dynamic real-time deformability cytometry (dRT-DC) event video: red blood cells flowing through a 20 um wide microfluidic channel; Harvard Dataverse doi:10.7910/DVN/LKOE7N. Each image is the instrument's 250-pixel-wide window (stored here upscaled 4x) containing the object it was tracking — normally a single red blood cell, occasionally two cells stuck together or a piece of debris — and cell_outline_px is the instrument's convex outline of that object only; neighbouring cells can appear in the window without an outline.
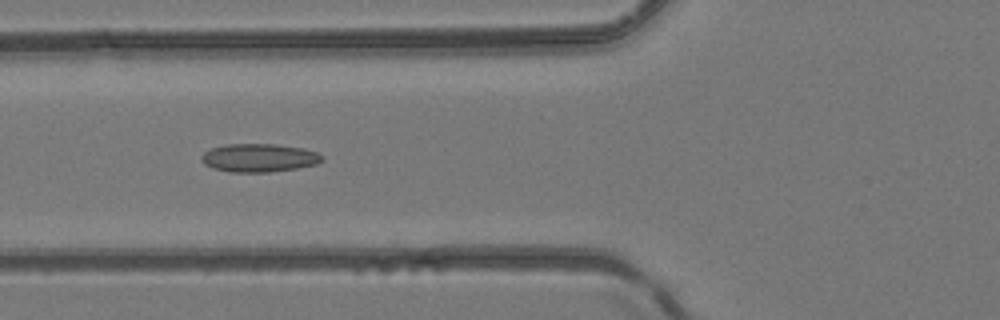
{"species": "common noctule bat (a hibernating species)", "species_latin": "Nyctalus noctula", "temperature_condition": "room temperature", "stored_images_in_passage": 5, "camera_frame_rate_fps": 3000, "um_per_image_px": 0.085, "animal": {"sex": "female", "body_mass_g": 24.6, "forearm_length_mm": 56.2}, "frame": {"image": 1, "passage_image": 5, "time_ms": 1.333, "image_size_px": [1000, 320], "cell_outline_px": [[324, 160], [316, 164], [296, 168], [268, 172], [228, 172], [212, 168], [204, 164], [200, 160], [200, 156], [204, 152], [212, 148], [228, 144], [276, 144], [304, 148], [316, 152], [324, 156]], "centroid_in_image_um": [22.01, 13.41], "position_along_channel_um": 103.8, "area_um2": 20.0}}